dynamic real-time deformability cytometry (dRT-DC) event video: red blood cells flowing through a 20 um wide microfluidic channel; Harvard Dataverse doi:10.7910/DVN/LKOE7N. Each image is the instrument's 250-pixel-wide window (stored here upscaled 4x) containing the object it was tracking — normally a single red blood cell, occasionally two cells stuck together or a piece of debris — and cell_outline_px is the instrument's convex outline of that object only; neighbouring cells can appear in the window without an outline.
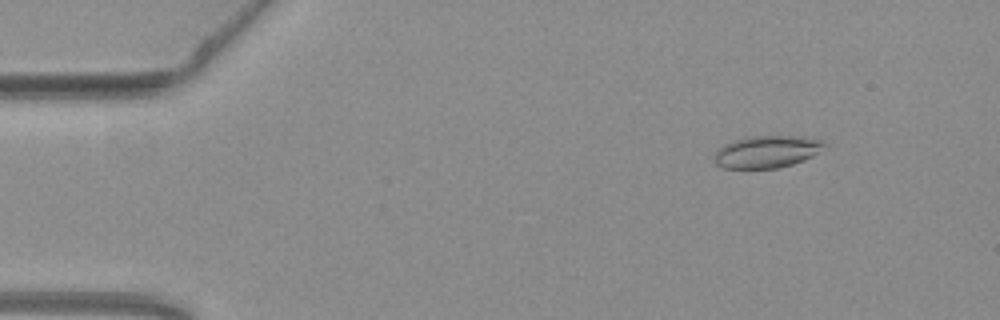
{"species": "common noctule bat (a hibernating species)", "species_latin": "Nyctalus noctula", "temperature_condition": "warm", "stored_images_in_passage": 54, "camera_frame_rate_fps": 3000, "um_per_image_px": 0.085, "animal": {"sex": "female", "body_mass_g": 19.3, "forearm_length_mm": 54.1}, "frame": {"image": 1, "passage_image": 7, "time_ms": 2.0, "image_size_px": [1000, 320], "cell_outline_px": [[824, 144], [812, 156], [804, 160], [792, 164], [776, 168], [724, 168], [716, 164], [716, 148], [724, 144], [744, 136], [800, 136], [824, 140]], "centroid_in_image_um": [65.14, 12.88], "position_along_channel_um": 19.9, "area_um2": 20.46}}
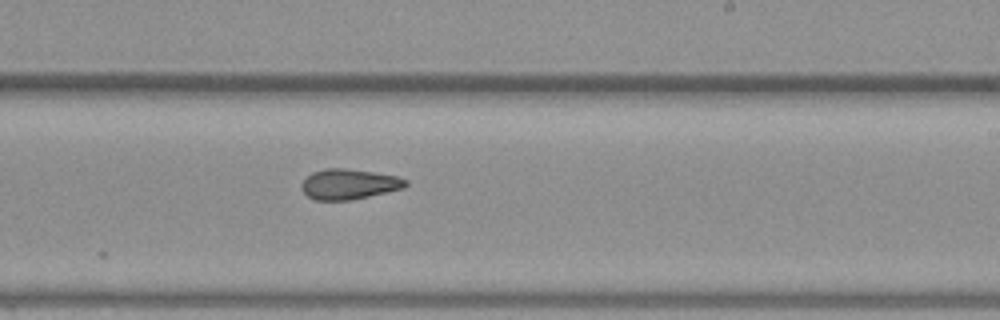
{"frame": {"image": 2, "passage_image": 33, "time_ms": 10.667, "image_size_px": [1000, 320], "cell_outline_px": [[408, 184], [404, 188], [352, 200], [316, 200], [308, 196], [304, 192], [304, 180], [312, 172], [324, 168], [344, 168], [372, 172], [396, 176], [408, 180]], "centroid_in_image_um": [29.7, 15.65], "position_along_channel_um": 259.3, "area_um2": 18.15}}
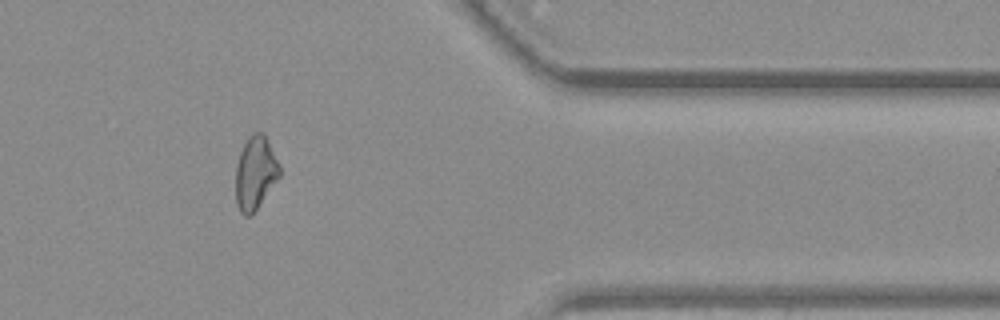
{"frame": {"image": 3, "passage_image": 45, "time_ms": 14.667, "image_size_px": [1000, 320], "cell_outline_px": [[280, 176], [256, 208], [248, 216], [244, 216], [240, 212], [236, 204], [236, 168], [240, 152], [248, 136], [252, 132], [264, 132], [280, 164]], "centroid_in_image_um": [21.7, 14.65], "position_along_channel_um": 389.7, "area_um2": 18.61}, "authors_computed_cell_mechanics": {"area_um2": 19.4786, "velocity_mm_per_s": 3.8061, "shape_relaxation_time_tau1_ms": null, "shape_relaxation_time_tau2_ms": 3.8904, "deformation_change_tau1": null, "deformation_change_tau2": 0.1185}}